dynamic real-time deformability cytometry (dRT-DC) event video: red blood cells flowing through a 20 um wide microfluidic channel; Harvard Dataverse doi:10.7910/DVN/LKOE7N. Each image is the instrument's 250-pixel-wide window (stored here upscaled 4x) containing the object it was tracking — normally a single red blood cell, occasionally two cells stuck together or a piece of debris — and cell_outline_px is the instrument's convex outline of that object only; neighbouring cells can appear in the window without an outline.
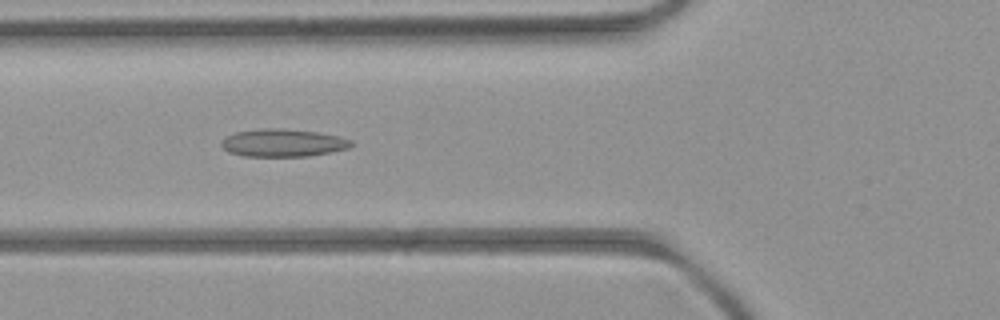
{"species": "common noctule bat (a hibernating species)", "species_latin": "Nyctalus noctula", "temperature_condition": "room temperature", "stored_images_in_passage": 8, "camera_frame_rate_fps": 3000, "um_per_image_px": 0.085, "animal": {"sex": "female", "body_mass_g": 21.9}, "frame": {"image": 1, "passage_image": 5, "time_ms": 4.333, "image_size_px": [1000, 320], "cell_outline_px": [[356, 144], [348, 148], [308, 156], [244, 156], [228, 152], [220, 144], [220, 140], [236, 132], [260, 128], [284, 128], [316, 132], [340, 136], [352, 140]], "centroid_in_image_um": [24.06, 12.13], "position_along_channel_um": 101.7, "area_um2": 21.04}}
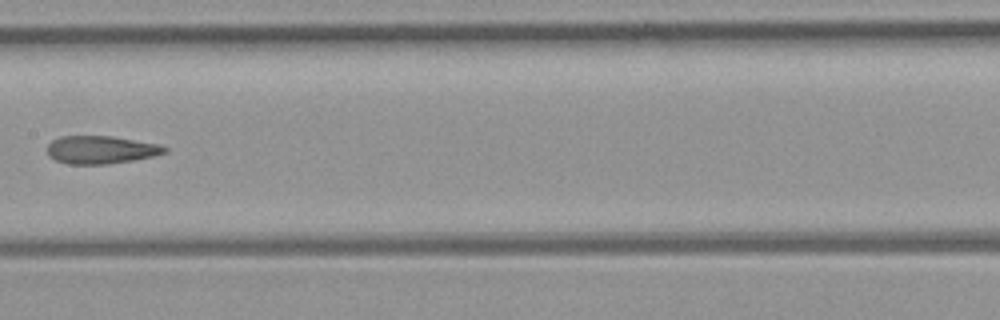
{"frame": {"image": 2, "passage_image": 7, "time_ms": 6.667, "image_size_px": [1000, 320], "cell_outline_px": [[168, 152], [152, 156], [132, 160], [108, 164], [68, 164], [56, 160], [48, 156], [48, 144], [52, 140], [60, 136], [112, 136], [160, 144], [168, 148]], "centroid_in_image_um": [8.58, 12.72], "position_along_channel_um": 198.8, "area_um2": 19.13}}
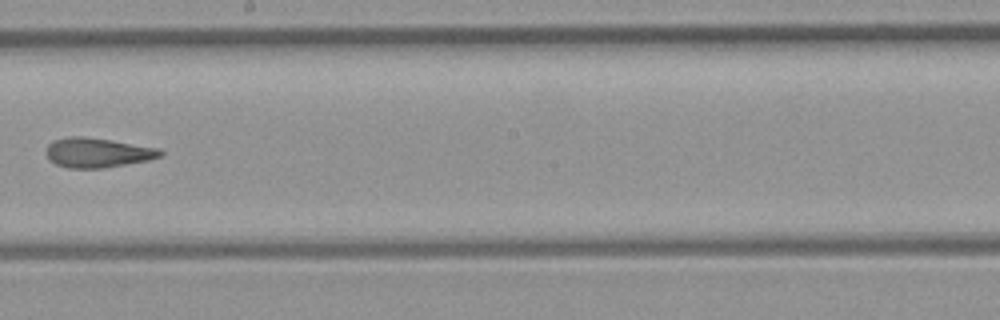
{"frame": {"image": 3, "passage_image": 8, "time_ms": 7.667, "image_size_px": [1000, 320], "cell_outline_px": [[164, 156], [148, 160], [104, 168], [68, 168], [56, 164], [48, 160], [44, 152], [48, 144], [52, 140], [68, 136], [84, 136], [112, 140], [160, 148], [164, 152]], "centroid_in_image_um": [8.27, 12.97], "position_along_channel_um": 239.9, "area_um2": 20.11}}